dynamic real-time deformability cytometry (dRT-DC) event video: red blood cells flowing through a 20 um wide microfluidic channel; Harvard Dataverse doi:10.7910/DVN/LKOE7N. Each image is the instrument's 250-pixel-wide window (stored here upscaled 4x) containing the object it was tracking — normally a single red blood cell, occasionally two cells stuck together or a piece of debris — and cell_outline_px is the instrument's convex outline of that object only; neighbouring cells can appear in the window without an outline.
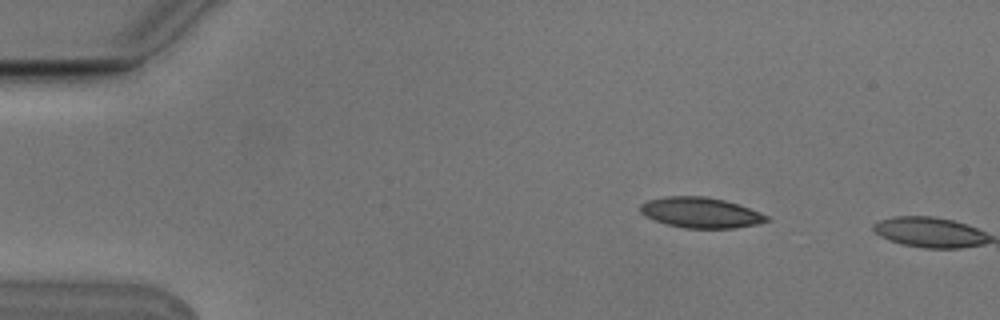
{"species": "Egyptian fruit bat (a non-hibernating species)", "species_latin": "Rousettus aegyptiacus", "temperature_condition": "cold", "stored_images_in_passage": 2, "camera_frame_rate_fps": 3000, "um_per_image_px": 0.085, "animal": {"sex": "male"}, "frame": {"image": 1, "passage_image": 1, "time_ms": 0.0, "image_size_px": [1000, 320], "cell_outline_px": [[772, 220], [756, 224], [736, 228], [684, 228], [668, 224], [644, 216], [640, 212], [640, 204], [648, 200], [664, 196], [704, 196], [724, 200], [760, 212], [768, 216]], "centroid_in_image_um": [59.55, 18.07], "position_along_channel_um": 25.5, "area_um2": 22.37}}